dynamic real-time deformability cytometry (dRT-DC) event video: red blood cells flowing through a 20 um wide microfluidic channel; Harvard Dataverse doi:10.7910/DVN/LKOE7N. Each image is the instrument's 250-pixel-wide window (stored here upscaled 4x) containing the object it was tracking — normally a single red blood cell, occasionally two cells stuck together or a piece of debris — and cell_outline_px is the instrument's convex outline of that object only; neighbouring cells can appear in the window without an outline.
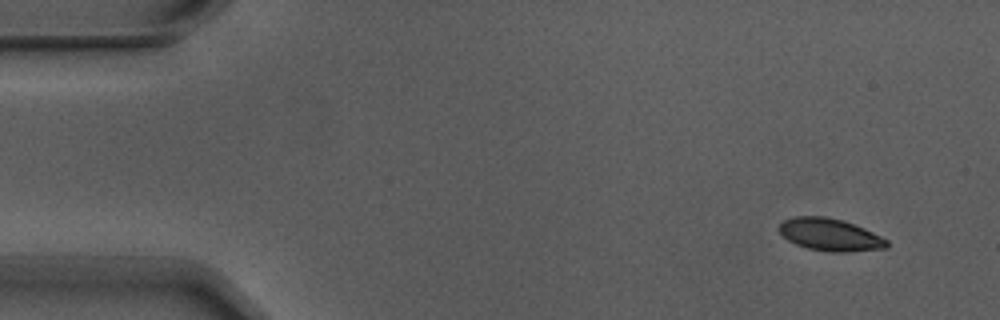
{"species": "Egyptian fruit bat (a non-hibernating species)", "species_latin": "Rousettus aegyptiacus", "temperature_condition": "warm", "stored_images_in_passage": 7, "camera_frame_rate_fps": 3000, "um_per_image_px": 0.085, "animal": {"sex": "male"}, "frame": {"image": 1, "passage_image": 1, "time_ms": 0.0, "image_size_px": [1000, 320], "cell_outline_px": [[888, 248], [848, 252], [828, 252], [808, 248], [796, 244], [788, 240], [780, 232], [780, 224], [784, 220], [796, 216], [824, 216], [844, 220], [864, 228], [888, 240]], "centroid_in_image_um": [70.58, 19.95], "position_along_channel_um": 14.4, "area_um2": 20.29}}
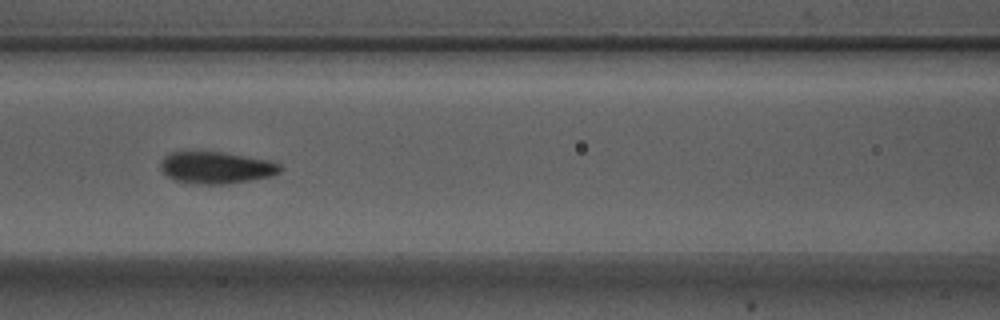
{"frame": {"image": 2, "passage_image": 6, "time_ms": 1.667, "image_size_px": [1000, 320], "cell_outline_px": [[284, 168], [280, 172], [272, 176], [228, 184], [184, 184], [168, 176], [160, 168], [160, 164], [164, 156], [172, 152], [220, 152], [272, 160], [280, 164]], "centroid_in_image_um": [18.41, 14.26], "position_along_channel_um": 148.2, "area_um2": 22.43}}
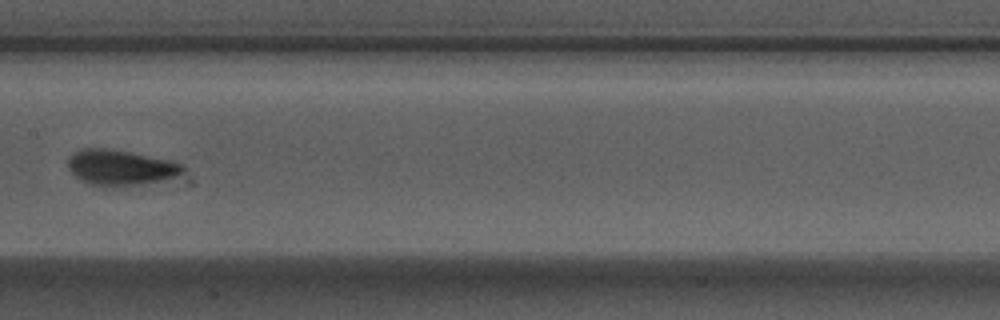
{"frame": {"image": 3, "passage_image": 7, "time_ms": 2.0, "image_size_px": [1000, 320], "cell_outline_px": [[184, 168], [176, 176], [144, 184], [112, 188], [88, 184], [80, 180], [68, 168], [68, 156], [72, 152], [80, 148], [108, 148], [176, 160]], "centroid_in_image_um": [10.19, 14.23], "position_along_channel_um": 197.2, "area_um2": 24.22}}